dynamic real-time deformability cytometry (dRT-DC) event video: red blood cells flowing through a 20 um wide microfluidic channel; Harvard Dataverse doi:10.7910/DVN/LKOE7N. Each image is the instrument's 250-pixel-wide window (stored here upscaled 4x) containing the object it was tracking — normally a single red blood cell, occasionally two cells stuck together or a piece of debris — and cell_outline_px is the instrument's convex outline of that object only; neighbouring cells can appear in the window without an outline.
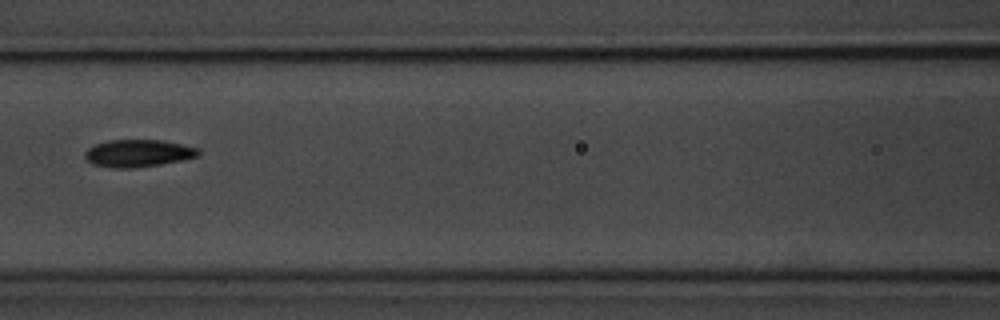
{"species": "common noctule bat (a hibernating species)", "species_latin": "Nyctalus noctula", "temperature_condition": "room temperature", "stored_images_in_passage": 4, "camera_frame_rate_fps": 3000, "um_per_image_px": 0.085, "animal": {"sex": "male", "body_mass_g": 20.1, "forearm_length_mm": 53.5}, "frame": {"image": 1, "passage_image": 4, "time_ms": 3.333, "image_size_px": [1000, 320], "cell_outline_px": [[200, 156], [184, 160], [160, 164], [132, 168], [112, 168], [92, 164], [84, 156], [84, 152], [88, 148], [96, 144], [108, 140], [160, 140], [200, 148]], "centroid_in_image_um": [11.75, 13.03], "position_along_channel_um": 154.8, "area_um2": 18.15}}